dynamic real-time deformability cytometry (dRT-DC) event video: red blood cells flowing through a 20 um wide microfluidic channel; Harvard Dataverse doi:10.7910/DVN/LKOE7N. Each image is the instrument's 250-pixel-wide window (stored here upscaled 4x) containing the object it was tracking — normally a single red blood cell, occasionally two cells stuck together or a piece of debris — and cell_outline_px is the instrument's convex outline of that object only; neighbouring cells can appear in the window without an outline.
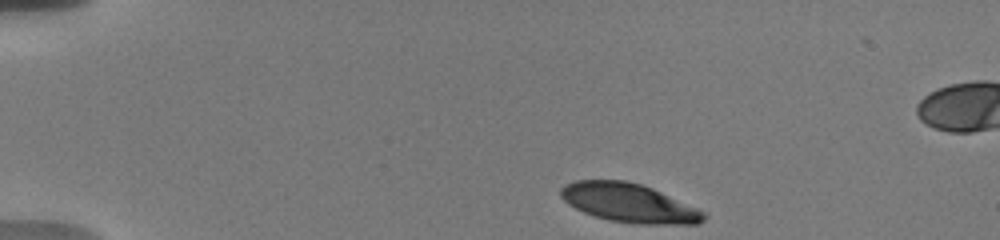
{"species": "human", "species_latin": "Homo sapiens", "temperature_condition": "warm", "stored_images_in_passage": 46, "camera_frame_rate_fps": 3000, "um_per_image_px": 0.085, "donor": {"sex": "male"}, "frame": {"image": 1, "passage_image": 1, "time_ms": 0.0, "image_size_px": [1000, 240], "cell_outline_px": [[708, 216], [704, 220], [696, 224], [636, 224], [608, 220], [584, 212], [568, 204], [560, 196], [560, 188], [564, 184], [576, 180], [628, 180], [652, 188], [696, 208], [704, 212]], "centroid_in_image_um": [53.43, 17.25], "position_along_channel_um": 31.6, "area_um2": 32.25}}
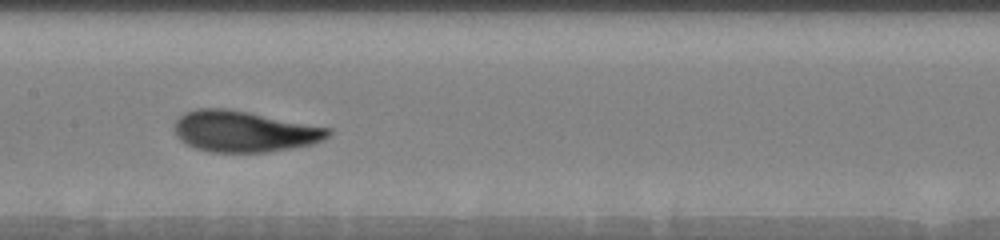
{"frame": {"image": 2, "passage_image": 20, "time_ms": 6.333, "image_size_px": [1000, 240], "cell_outline_px": [[332, 132], [324, 140], [312, 144], [264, 152], [212, 152], [196, 148], [180, 140], [176, 136], [172, 128], [172, 124], [184, 112], [196, 108], [228, 108], [332, 128]], "centroid_in_image_um": [20.72, 11.15], "position_along_channel_um": 186.7, "area_um2": 36.99}}
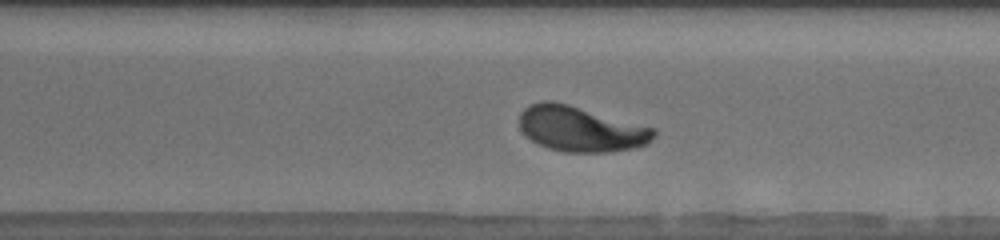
{"frame": {"image": 3, "passage_image": 31, "time_ms": 10.0, "image_size_px": [1000, 240], "cell_outline_px": [[656, 136], [648, 144], [632, 148], [608, 152], [564, 152], [548, 148], [532, 140], [520, 128], [520, 112], [524, 108], [532, 104], [544, 100], [552, 100], [568, 104], [656, 128]], "centroid_in_image_um": [49.4, 10.95], "position_along_channel_um": 321.2, "area_um2": 35.43}, "authors_computed_cell_mechanics": {"area_um2": 35.3158, "velocity_mm_per_s": 3.6893, "shape_relaxation_time_tau1_ms": 3.305, "shape_relaxation_time_tau2_ms": 0.8489, "deformation_change_tau1": 0.158, "deformation_change_tau2": 0.0613}}